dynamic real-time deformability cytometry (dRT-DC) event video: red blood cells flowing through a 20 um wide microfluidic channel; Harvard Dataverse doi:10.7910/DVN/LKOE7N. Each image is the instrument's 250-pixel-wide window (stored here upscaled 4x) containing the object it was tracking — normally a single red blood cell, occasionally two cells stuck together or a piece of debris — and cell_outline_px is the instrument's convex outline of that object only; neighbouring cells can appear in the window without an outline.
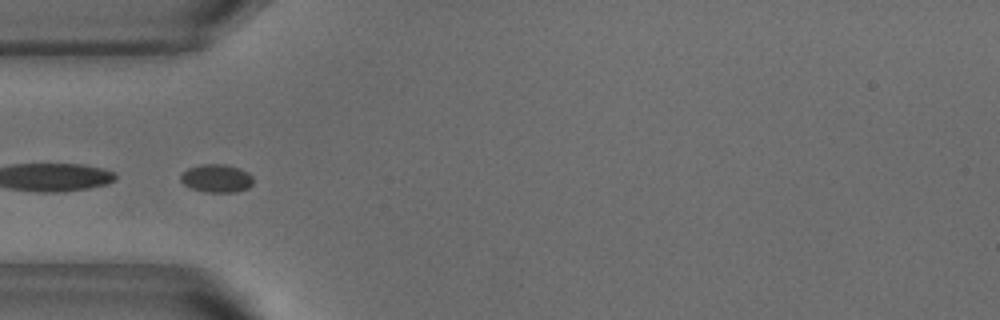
{"species": "common noctule bat (a hibernating species)", "species_latin": "Nyctalus noctula", "temperature_condition": "warm", "stored_images_in_passage": 29, "camera_frame_rate_fps": 3000, "um_per_image_px": 0.085, "animal": {"sex": "male", "body_mass_g": 18.8}, "frame": {"image": 1, "passage_image": 1, "time_ms": 0.0, "image_size_px": [1000, 320], "cell_outline_px": [[252, 184], [248, 188], [236, 192], [204, 192], [192, 188], [184, 184], [180, 180], [180, 176], [188, 168], [200, 164], [224, 164], [240, 168], [248, 172], [252, 176]], "centroid_in_image_um": [18.41, 15.15], "position_along_channel_um": 66.6, "area_um2": 11.91}}